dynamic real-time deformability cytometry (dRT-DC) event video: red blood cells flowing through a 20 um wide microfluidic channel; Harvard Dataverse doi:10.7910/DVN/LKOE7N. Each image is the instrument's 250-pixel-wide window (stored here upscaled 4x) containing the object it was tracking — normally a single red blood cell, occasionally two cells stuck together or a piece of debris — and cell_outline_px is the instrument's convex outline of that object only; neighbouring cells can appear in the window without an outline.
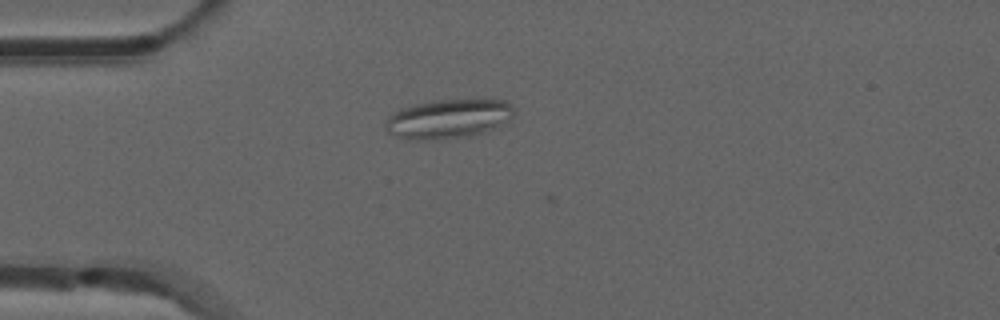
{"species": "common noctule bat (a hibernating species)", "species_latin": "Nyctalus noctula", "temperature_condition": "room temperature", "stored_images_in_passage": 3, "camera_frame_rate_fps": 3000, "um_per_image_px": 0.085, "animal": {"sex": "male", "forearm_length_mm": 52.5}, "frame": {"image": 1, "passage_image": 2, "time_ms": 0.333, "image_size_px": [1000, 320], "cell_outline_px": [[516, 112], [508, 120], [492, 128], [472, 136], [428, 140], [416, 140], [400, 136], [388, 132], [384, 128], [384, 124], [388, 116], [392, 112], [400, 108], [412, 104], [432, 100], [472, 96], [484, 96], [504, 100], [512, 104]], "centroid_in_image_um": [38.15, 10.01], "position_along_channel_um": 46.8, "area_um2": 30.58}}